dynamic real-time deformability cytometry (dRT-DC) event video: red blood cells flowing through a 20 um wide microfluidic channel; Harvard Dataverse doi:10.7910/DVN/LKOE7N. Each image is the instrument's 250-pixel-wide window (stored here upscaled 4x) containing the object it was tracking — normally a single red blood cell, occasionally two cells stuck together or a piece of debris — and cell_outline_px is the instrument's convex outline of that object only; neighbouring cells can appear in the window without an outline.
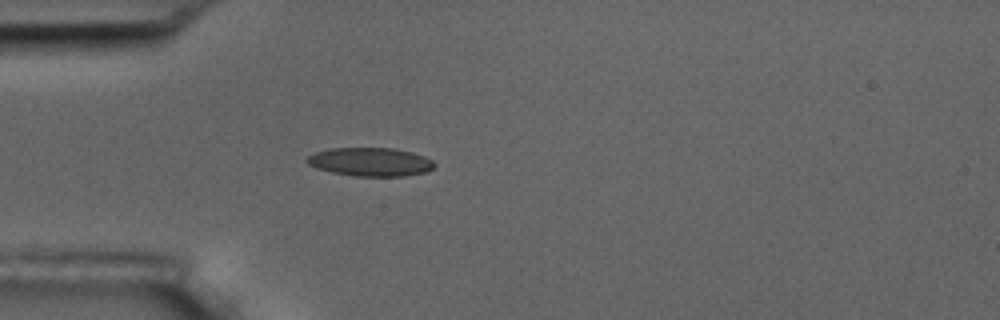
{"species": "common noctule bat (a hibernating species)", "species_latin": "Nyctalus noctula", "temperature_condition": "room temperature", "stored_images_in_passage": 1, "camera_frame_rate_fps": 3000, "um_per_image_px": 0.085, "animal": {"sex": "male", "body_mass_g": 17.5, "forearm_length_mm": 52.3}, "frame": {"image": 1, "passage_image": 1, "time_ms": 0.0, "image_size_px": [1000, 320], "cell_outline_px": [[436, 164], [432, 168], [424, 172], [404, 176], [356, 176], [332, 172], [316, 168], [308, 164], [304, 160], [308, 156], [316, 152], [332, 148], [396, 148], [412, 152], [424, 156], [432, 160]], "centroid_in_image_um": [31.48, 13.75], "position_along_channel_um": 53.5, "area_um2": 21.15}}